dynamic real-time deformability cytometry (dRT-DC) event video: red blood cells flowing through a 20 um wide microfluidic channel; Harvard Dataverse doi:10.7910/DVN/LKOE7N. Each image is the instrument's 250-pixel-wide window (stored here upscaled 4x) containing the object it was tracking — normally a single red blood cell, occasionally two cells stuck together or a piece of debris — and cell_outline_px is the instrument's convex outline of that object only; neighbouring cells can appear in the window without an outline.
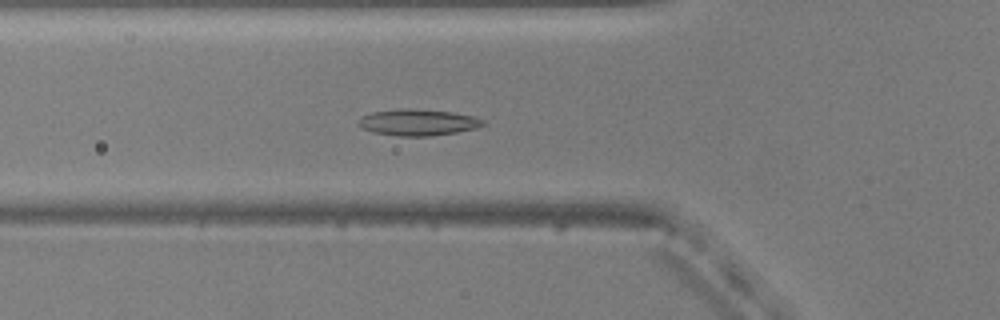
{"species": "common noctule bat (a hibernating species)", "species_latin": "Nyctalus noctula", "temperature_condition": "warm", "stored_images_in_passage": 53, "camera_frame_rate_fps": 3000, "um_per_image_px": 0.085, "animal": {"sex": "male", "body_mass_g": 20.5, "forearm_length_mm": 52.5}, "frame": {"image": 1, "passage_image": 18, "time_ms": 5.667, "image_size_px": [1000, 320], "cell_outline_px": [[484, 124], [476, 128], [456, 132], [428, 136], [400, 136], [372, 132], [360, 128], [356, 124], [356, 116], [372, 112], [400, 108], [408, 108], [452, 112], [472, 116], [484, 120]], "centroid_in_image_um": [35.4, 10.39], "position_along_channel_um": 90.4, "area_um2": 19.36}}
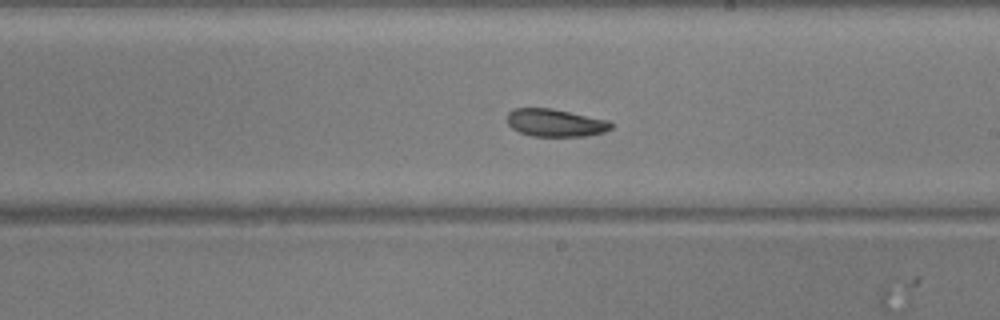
{"frame": {"image": 2, "passage_image": 30, "time_ms": 9.667, "image_size_px": [1000, 320], "cell_outline_px": [[612, 128], [604, 132], [588, 136], [532, 136], [520, 132], [512, 128], [508, 124], [508, 112], [512, 108], [552, 108], [608, 120], [612, 124]], "centroid_in_image_um": [47.2, 10.43], "position_along_channel_um": 241.8, "area_um2": 16.76}}
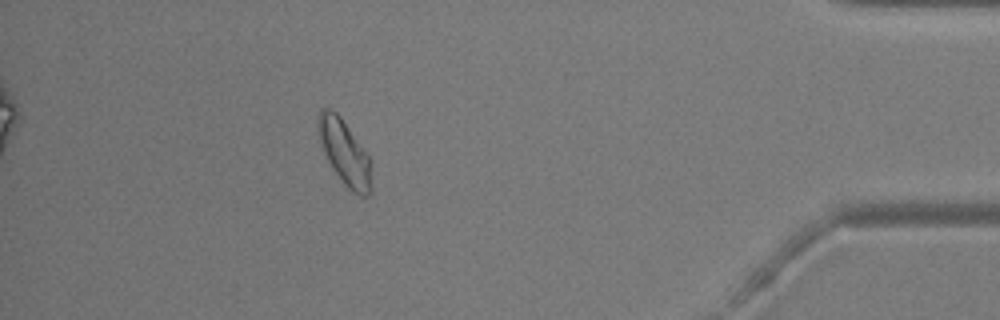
{"frame": {"image": 3, "passage_image": 47, "time_ms": 15.333, "image_size_px": [1000, 320], "cell_outline_px": [[372, 192], [368, 196], [360, 196], [352, 192], [344, 184], [328, 160], [320, 144], [316, 128], [316, 116], [320, 108], [328, 108], [336, 112], [340, 116], [372, 160]], "centroid_in_image_um": [29.29, 12.95], "position_along_channel_um": 405.9, "area_um2": 20.58}, "authors_computed_cell_mechanics": {"area_um2": 19.0162, "velocity_mm_per_s": 3.7697, "shape_relaxation_time_tau1_ms": 3.4888, "shape_relaxation_time_tau2_ms": null, "deformation_change_tau1": 0.0929, "deformation_change_tau2": null}}